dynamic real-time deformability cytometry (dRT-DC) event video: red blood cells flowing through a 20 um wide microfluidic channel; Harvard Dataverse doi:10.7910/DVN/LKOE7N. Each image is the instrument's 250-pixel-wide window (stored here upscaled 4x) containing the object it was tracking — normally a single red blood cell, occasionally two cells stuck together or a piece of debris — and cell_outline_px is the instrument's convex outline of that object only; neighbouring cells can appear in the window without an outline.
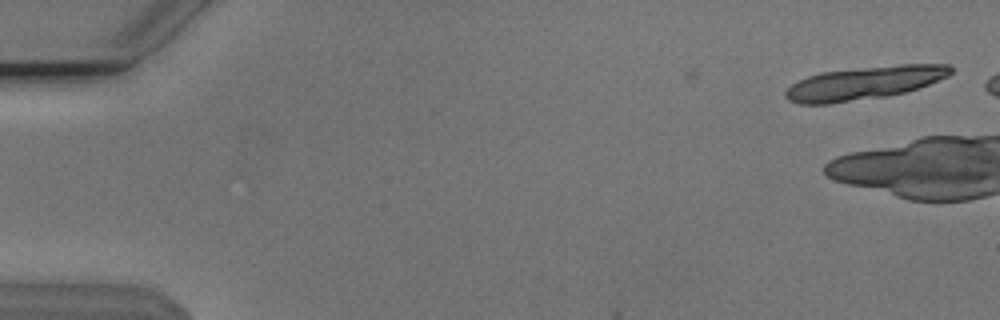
{"species": "Egyptian fruit bat (a non-hibernating species)", "species_latin": "Rousettus aegyptiacus", "temperature_condition": "cold", "stored_images_in_passage": 3, "camera_frame_rate_fps": 3000, "um_per_image_px": 0.085, "animal": {"sex": "male"}, "frame": {"image": 1, "passage_image": 3, "time_ms": 0.667, "image_size_px": [1000, 320], "cell_outline_px": [[952, 72], [948, 76], [928, 84], [904, 92], [888, 96], [828, 104], [800, 104], [788, 100], [784, 96], [784, 92], [792, 84], [808, 76], [820, 72], [900, 64], [948, 64], [952, 68]], "centroid_in_image_um": [73.44, 7.06], "position_along_channel_um": 11.6, "area_um2": 31.73}}